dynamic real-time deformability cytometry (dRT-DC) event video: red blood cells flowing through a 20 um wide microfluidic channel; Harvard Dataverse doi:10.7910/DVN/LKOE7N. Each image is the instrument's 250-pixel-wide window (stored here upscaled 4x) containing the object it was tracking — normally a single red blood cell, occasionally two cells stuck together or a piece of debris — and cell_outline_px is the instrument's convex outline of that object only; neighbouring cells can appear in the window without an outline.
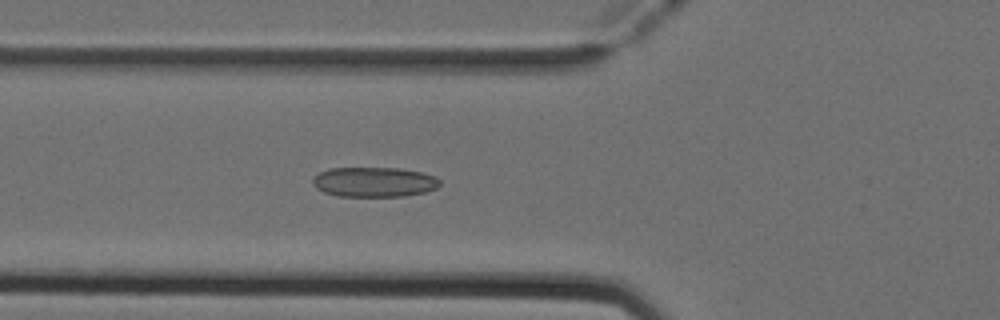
{"species": "Egyptian fruit bat (a non-hibernating species)", "species_latin": "Rousettus aegyptiacus", "temperature_condition": "cold", "stored_images_in_passage": 52, "camera_frame_rate_fps": 3000, "um_per_image_px": 0.085, "animal": {"sex": "female"}, "frame": {"image": 1, "passage_image": 19, "time_ms": 6.0, "image_size_px": [1000, 320], "cell_outline_px": [[440, 184], [436, 188], [424, 192], [404, 196], [336, 196], [324, 192], [316, 188], [312, 184], [312, 180], [320, 172], [328, 168], [396, 168], [420, 172], [436, 176], [440, 180]], "centroid_in_image_um": [31.79, 15.47], "position_along_channel_um": 94.0, "area_um2": 22.08}}
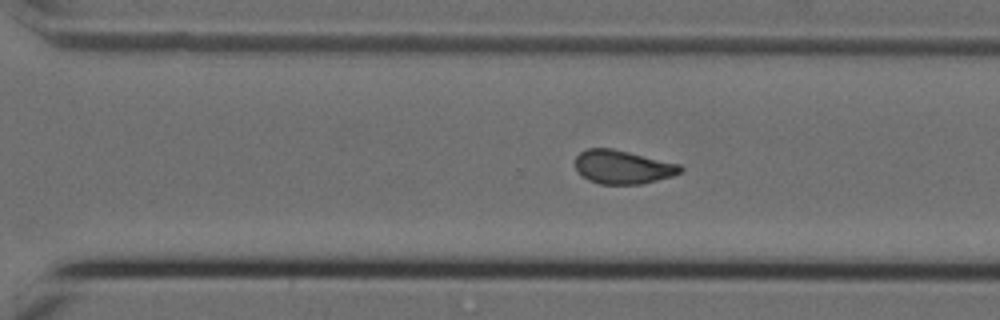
{"frame": {"image": 2, "passage_image": 36, "time_ms": 11.667, "image_size_px": [1000, 320], "cell_outline_px": [[684, 172], [672, 176], [640, 184], [600, 184], [588, 180], [580, 176], [576, 168], [576, 156], [580, 152], [588, 148], [612, 148], [680, 164], [684, 168]], "centroid_in_image_um": [52.93, 14.2], "position_along_channel_um": 317.7, "area_um2": 20.69}}
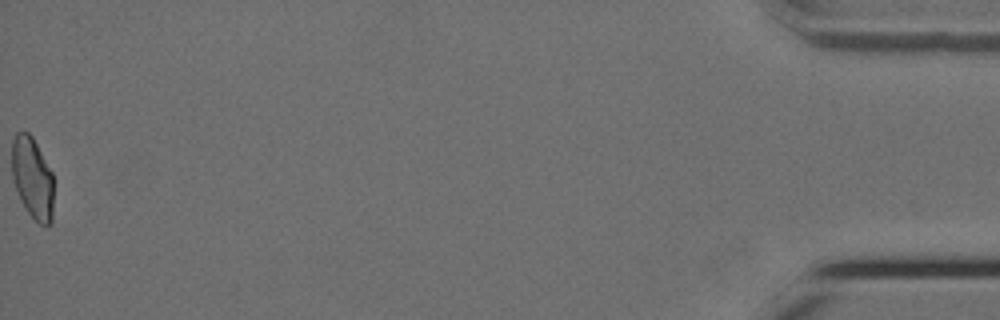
{"frame": {"image": 3, "passage_image": 52, "time_ms": 17.0, "image_size_px": [1000, 320], "cell_outline_px": [[52, 224], [48, 228], [40, 224], [28, 212], [12, 180], [12, 140], [16, 132], [28, 132], [32, 136], [52, 172]], "centroid_in_image_um": [2.76, 15.12], "position_along_channel_um": 432.4, "area_um2": 19.65}, "authors_computed_cell_mechanics": {"area_um2": 21.0681, "velocity_mm_per_s": 3.9457, "shape_relaxation_time_tau1_ms": null, "shape_relaxation_time_tau2_ms": 2.48, "deformation_change_tau1": null, "deformation_change_tau2": 0.0936}}